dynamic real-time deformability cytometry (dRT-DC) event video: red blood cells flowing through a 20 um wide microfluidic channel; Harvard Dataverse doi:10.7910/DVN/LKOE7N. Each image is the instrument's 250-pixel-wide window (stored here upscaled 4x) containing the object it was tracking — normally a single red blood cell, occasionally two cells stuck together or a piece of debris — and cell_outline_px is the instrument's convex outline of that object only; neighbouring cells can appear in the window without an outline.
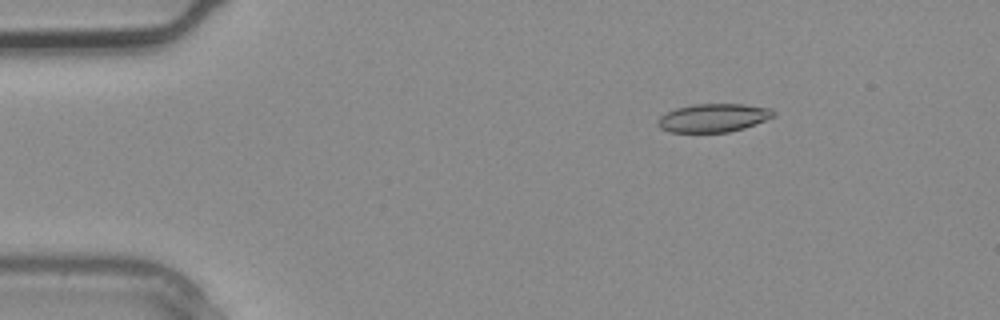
{"species": "common noctule bat (a hibernating species)", "species_latin": "Nyctalus noctula", "temperature_condition": "warm", "stored_images_in_passage": 2, "camera_frame_rate_fps": 3000, "um_per_image_px": 0.085, "animal": {"sex": "male", "body_mass_g": 20.4}, "frame": {"image": 1, "passage_image": 1, "time_ms": 0.0, "image_size_px": [1000, 320], "cell_outline_px": [[776, 116], [744, 128], [728, 132], [668, 132], [660, 128], [656, 124], [656, 120], [660, 116], [676, 108], [696, 104], [744, 104], [772, 108], [776, 112]], "centroid_in_image_um": [60.65, 10.02], "position_along_channel_um": 24.4, "area_um2": 19.25}}